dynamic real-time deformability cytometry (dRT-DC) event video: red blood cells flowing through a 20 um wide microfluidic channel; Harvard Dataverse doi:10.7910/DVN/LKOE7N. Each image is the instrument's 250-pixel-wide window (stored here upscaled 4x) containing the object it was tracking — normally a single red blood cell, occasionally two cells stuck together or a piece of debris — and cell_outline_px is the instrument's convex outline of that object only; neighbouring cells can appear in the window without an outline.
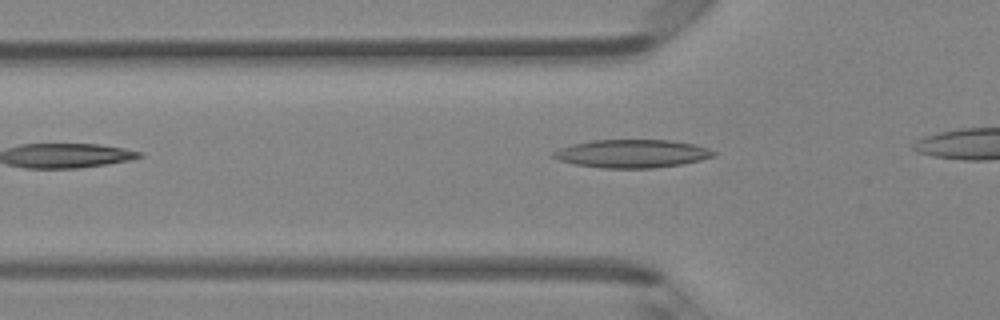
{"species": "Egyptian fruit bat (a non-hibernating species)", "species_latin": "Rousettus aegyptiacus", "temperature_condition": "room temperature", "stored_images_in_passage": 5, "camera_frame_rate_fps": 3000, "um_per_image_px": 0.085, "animal": {"sex": "female"}, "frame": {"image": 1, "passage_image": 2, "time_ms": 0.333, "image_size_px": [1000, 320], "cell_outline_px": [[716, 156], [700, 160], [680, 164], [652, 168], [600, 168], [576, 164], [560, 160], [548, 156], [552, 152], [560, 148], [572, 144], [592, 140], [668, 140], [692, 144], [708, 148], [716, 152]], "centroid_in_image_um": [53.69, 13.06], "position_along_channel_um": 72.1, "area_um2": 26.24}}
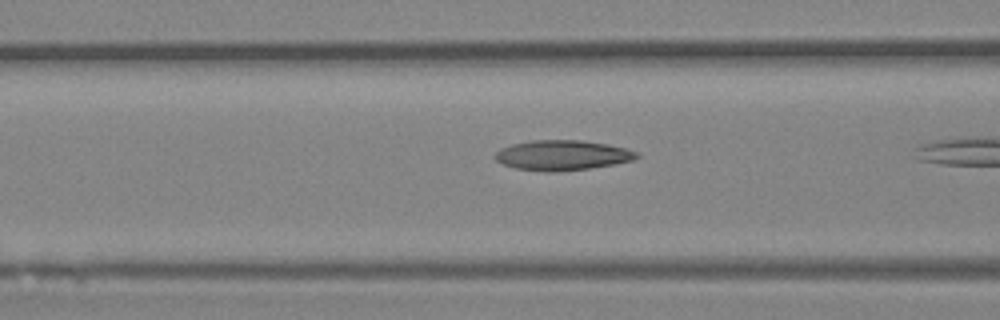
{"frame": {"image": 2, "passage_image": 4, "time_ms": 1.0, "image_size_px": [1000, 320], "cell_outline_px": [[640, 156], [632, 160], [592, 168], [552, 172], [548, 172], [516, 168], [504, 164], [496, 160], [492, 156], [500, 148], [512, 144], [532, 140], [580, 140], [608, 144], [624, 148], [636, 152]], "centroid_in_image_um": [47.76, 13.19], "position_along_channel_um": 118.8, "area_um2": 24.68}}